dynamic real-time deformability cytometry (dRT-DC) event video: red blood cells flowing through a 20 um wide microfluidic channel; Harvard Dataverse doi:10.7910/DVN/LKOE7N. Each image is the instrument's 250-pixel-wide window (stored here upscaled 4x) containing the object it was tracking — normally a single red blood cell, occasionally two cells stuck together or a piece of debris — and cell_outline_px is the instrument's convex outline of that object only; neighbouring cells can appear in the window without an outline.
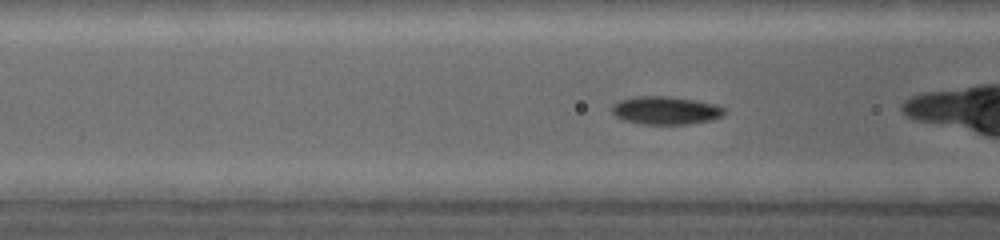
{"species": "common noctule bat (a hibernating species)", "species_latin": "Nyctalus noctula", "temperature_condition": "warm", "stored_images_in_passage": 59, "camera_frame_rate_fps": 5000, "um_per_image_px": 0.085, "animal": {"sex": "female", "body_mass_g": 19.0, "forearm_length_mm": 53.3}, "frame": {"image": 1, "passage_image": 9, "time_ms": 1.6, "image_size_px": [1000, 240], "cell_outline_px": [[724, 116], [712, 120], [688, 124], [640, 124], [620, 120], [612, 112], [612, 104], [620, 100], [636, 96], [672, 96], [696, 100], [716, 104], [724, 108]], "centroid_in_image_um": [56.57, 9.38], "position_along_channel_um": 110.0, "area_um2": 18.67}}
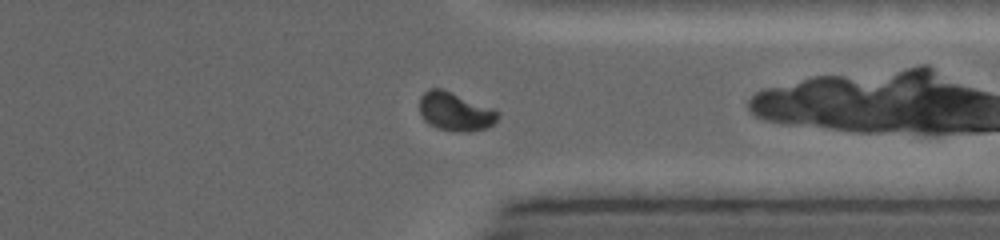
{"frame": {"image": 2, "passage_image": 34, "time_ms": 7.8, "image_size_px": [1000, 240], "cell_outline_px": [[500, 116], [488, 128], [468, 132], [460, 132], [436, 128], [428, 124], [424, 120], [420, 112], [420, 96], [428, 88], [440, 88], [492, 108], [500, 112]], "centroid_in_image_um": [38.68, 9.5], "position_along_channel_um": 372.7, "area_um2": 17.57}, "authors_computed_cell_mechanics": {"area_um2": 17.5134, "velocity_mm_per_s": 4.2537, "shape_relaxation_time_tau1_ms": 5.2321, "shape_relaxation_time_tau2_ms": 3.0897, "deformation_change_tau1": 0.1702, "deformation_change_tau2": 0.0429}}